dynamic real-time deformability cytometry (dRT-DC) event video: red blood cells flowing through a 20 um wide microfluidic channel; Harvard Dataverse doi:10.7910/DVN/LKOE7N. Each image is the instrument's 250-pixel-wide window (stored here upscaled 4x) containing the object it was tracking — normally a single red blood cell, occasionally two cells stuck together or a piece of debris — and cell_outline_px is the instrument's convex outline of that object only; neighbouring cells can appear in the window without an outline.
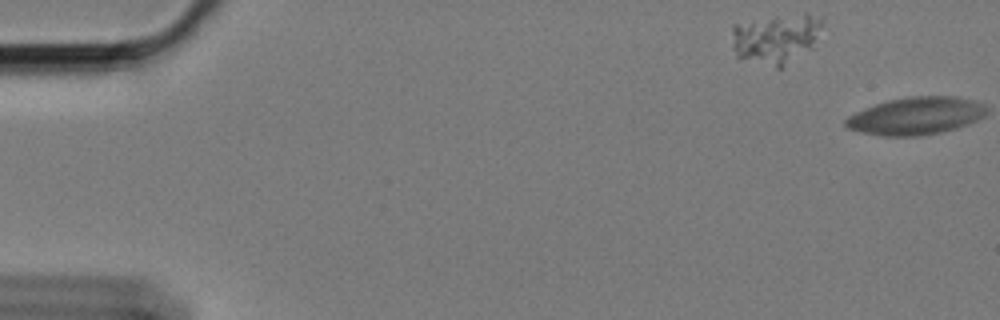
{"species": "Egyptian fruit bat (a non-hibernating species)", "species_latin": "Rousettus aegyptiacus", "temperature_condition": "cold", "stored_images_in_passage": 2, "segment_of_instrument_passage": [1, 2], "camera_frame_rate_fps": 3000, "um_per_image_px": 0.085, "animal": {"sex": "female"}, "frame": {"image": 1, "passage_image": 1, "time_ms": 0.0, "image_size_px": [1000, 320], "cell_outline_px": [[824, 20], [816, 48], [784, 68], [776, 68], [736, 56], [732, 48], [732, 24], [776, 16], [804, 12], [808, 12], [824, 16]], "centroid_in_image_um": [66.07, 3.27], "position_along_channel_um": 18.9, "area_um2": 27.57}}